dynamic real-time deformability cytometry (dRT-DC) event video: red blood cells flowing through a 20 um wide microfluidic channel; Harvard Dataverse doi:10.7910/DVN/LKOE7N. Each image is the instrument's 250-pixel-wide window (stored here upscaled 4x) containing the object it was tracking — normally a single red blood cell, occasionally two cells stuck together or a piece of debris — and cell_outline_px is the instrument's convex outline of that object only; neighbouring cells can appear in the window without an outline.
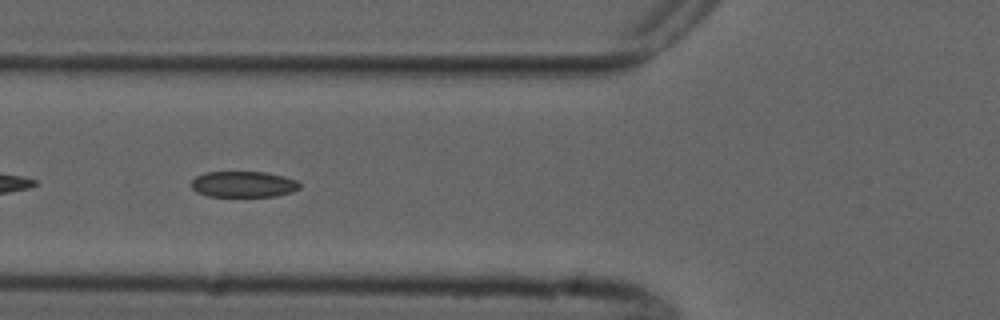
{"species": "common noctule bat (a hibernating species)", "species_latin": "Nyctalus noctula", "temperature_condition": "cold", "stored_images_in_passage": 8, "camera_frame_rate_fps": 3000, "um_per_image_px": 0.085, "animal": {"sex": "male", "forearm_length_mm": 52.5}, "frame": {"image": 1, "passage_image": 6, "time_ms": 5.667, "image_size_px": [1000, 320], "cell_outline_px": [[300, 188], [292, 192], [276, 196], [208, 196], [196, 192], [192, 188], [192, 180], [196, 176], [204, 172], [264, 172], [284, 176], [296, 180], [300, 184]], "centroid_in_image_um": [20.69, 15.66], "position_along_channel_um": 105.1, "area_um2": 16.42}}
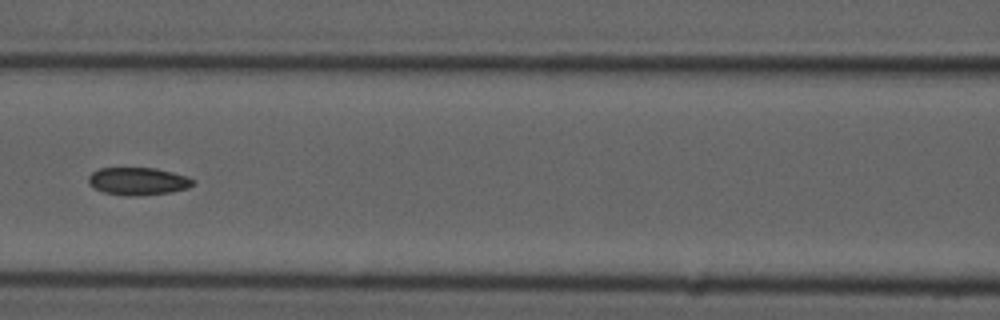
{"frame": {"image": 2, "passage_image": 7, "time_ms": 7.0, "image_size_px": [1000, 320], "cell_outline_px": [[196, 180], [188, 188], [172, 192], [132, 196], [128, 196], [104, 192], [88, 184], [88, 176], [92, 172], [100, 168], [156, 168], [188, 176]], "centroid_in_image_um": [11.74, 15.4], "position_along_channel_um": 154.9, "area_um2": 16.82}}
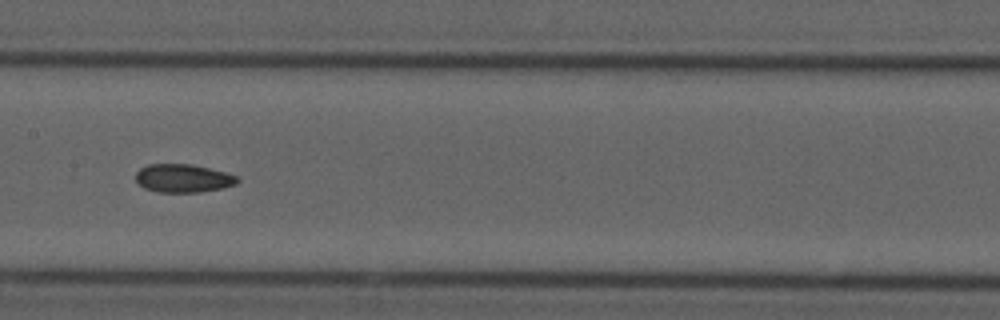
{"frame": {"image": 3, "passage_image": 8, "time_ms": 8.0, "image_size_px": [1000, 320], "cell_outline_px": [[240, 180], [236, 184], [220, 188], [200, 192], [160, 192], [144, 188], [136, 180], [136, 172], [140, 168], [148, 164], [192, 164], [240, 176]], "centroid_in_image_um": [15.57, 15.15], "position_along_channel_um": 191.8, "area_um2": 16.7}}